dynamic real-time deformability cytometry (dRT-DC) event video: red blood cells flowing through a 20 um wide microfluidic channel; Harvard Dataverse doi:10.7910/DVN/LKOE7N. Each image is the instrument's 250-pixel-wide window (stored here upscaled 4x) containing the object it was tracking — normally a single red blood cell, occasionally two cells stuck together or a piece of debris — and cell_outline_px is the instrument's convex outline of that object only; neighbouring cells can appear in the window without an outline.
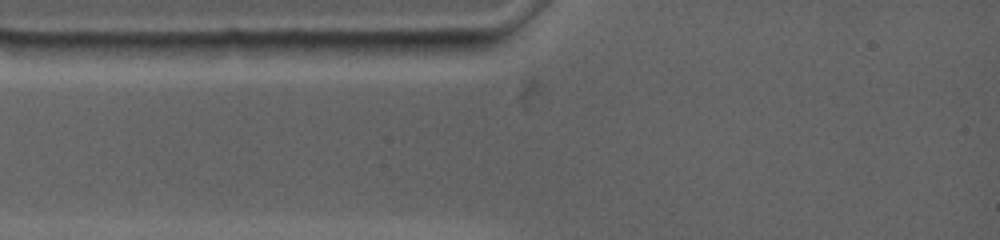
{"species": "common noctule bat (a hibernating species)", "species_latin": "Nyctalus noctula", "temperature_condition": "warm", "stored_images_in_passage": 2, "camera_frame_rate_fps": 4500, "um_per_image_px": 0.085, "animal": {"sex": "female", "body_mass_g": 19.0, "forearm_length_mm": 53.3}, "frame": {"image": 1, "passage_image": 1, "time_ms": 0.0, "image_size_px": [1000, 240], "cell_outline_px": [[256, 44], [248, 56], [208, 60], [180, 56], [156, 52], [136, 44], [224, 40], [248, 40]], "centroid_in_image_um": [17.38, 4.16], "position_along_channel_um": 67.6, "area_um2": 11.62}}